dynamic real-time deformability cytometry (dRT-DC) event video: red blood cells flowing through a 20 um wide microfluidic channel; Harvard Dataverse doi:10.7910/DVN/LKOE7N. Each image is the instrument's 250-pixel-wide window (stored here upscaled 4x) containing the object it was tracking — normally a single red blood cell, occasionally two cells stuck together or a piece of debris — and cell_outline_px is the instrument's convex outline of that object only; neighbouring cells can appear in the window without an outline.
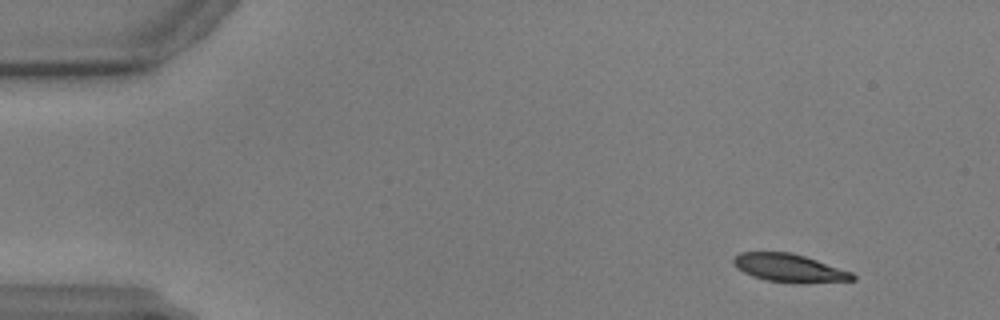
{"species": "common noctule bat (a hibernating species)", "species_latin": "Nyctalus noctula", "temperature_condition": "warm", "stored_images_in_passage": 54, "camera_frame_rate_fps": 3000, "um_per_image_px": 0.085, "animal": {"sex": "male", "body_mass_g": 17.9, "forearm_length_mm": 54.2}, "frame": {"image": 1, "passage_image": 1, "time_ms": 0.0, "image_size_px": [1000, 320], "cell_outline_px": [[856, 280], [796, 284], [764, 280], [752, 276], [736, 268], [732, 264], [732, 260], [740, 252], [792, 252], [852, 272], [856, 276]], "centroid_in_image_um": [67.08, 22.79], "position_along_channel_um": 17.9, "area_um2": 19.71}}
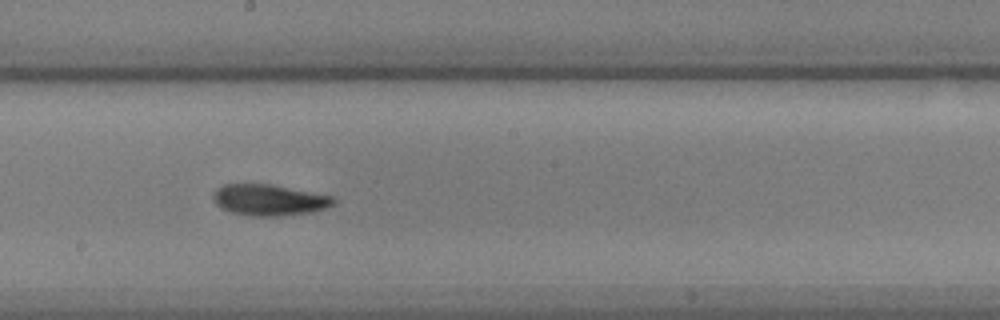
{"frame": {"image": 2, "passage_image": 28, "time_ms": 9.0, "image_size_px": [1000, 320], "cell_outline_px": [[336, 204], [328, 208], [312, 212], [280, 216], [248, 216], [228, 212], [220, 208], [212, 200], [212, 196], [216, 188], [224, 184], [272, 184], [336, 196]], "centroid_in_image_um": [22.9, 17.0], "position_along_channel_um": 225.3, "area_um2": 22.48}}
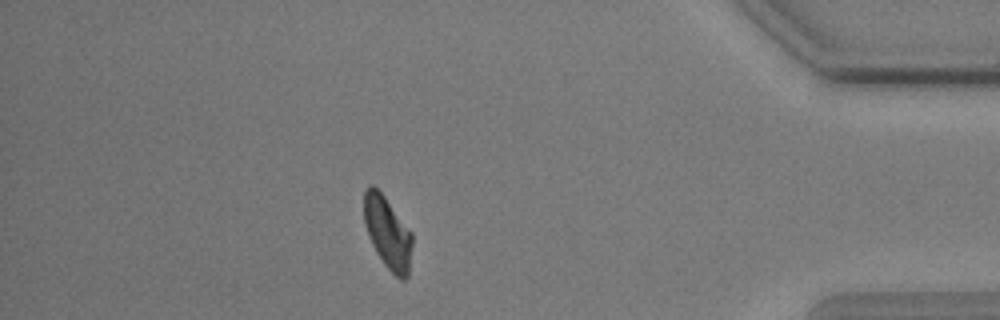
{"frame": {"image": 3, "passage_image": 47, "time_ms": 15.333, "image_size_px": [1000, 320], "cell_outline_px": [[412, 244], [408, 276], [404, 280], [400, 280], [384, 264], [376, 252], [368, 236], [364, 224], [364, 192], [368, 184], [372, 184], [384, 196], [412, 232]], "centroid_in_image_um": [32.94, 19.77], "position_along_channel_um": 402.3, "area_um2": 20.23}}